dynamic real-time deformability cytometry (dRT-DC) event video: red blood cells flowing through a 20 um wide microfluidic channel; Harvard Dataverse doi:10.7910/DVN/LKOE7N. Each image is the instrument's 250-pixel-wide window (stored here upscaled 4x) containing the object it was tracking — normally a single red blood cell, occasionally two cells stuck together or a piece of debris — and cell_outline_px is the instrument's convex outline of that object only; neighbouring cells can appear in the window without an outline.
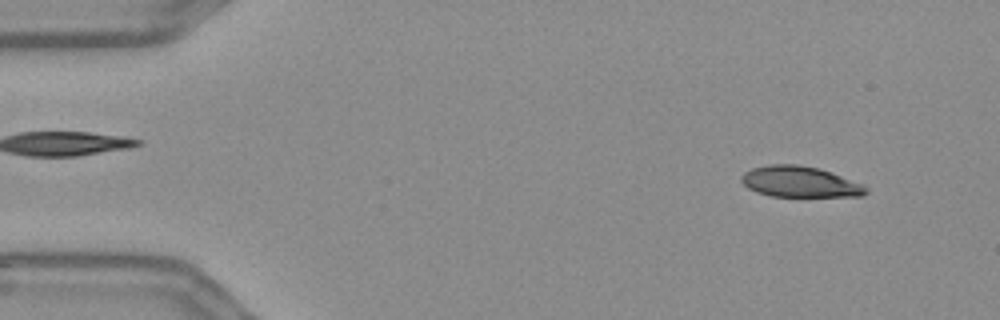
{"species": "Egyptian fruit bat (a non-hibernating species)", "species_latin": "Rousettus aegyptiacus", "temperature_condition": "warm", "stored_images_in_passage": 16, "camera_frame_rate_fps": 3000, "um_per_image_px": 0.085, "frame": {"image": 1, "passage_image": 4, "time_ms": 1.0, "image_size_px": [1000, 320], "cell_outline_px": [[868, 192], [860, 196], [772, 196], [756, 192], [748, 188], [740, 180], [740, 176], [744, 172], [752, 168], [768, 164], [796, 164], [820, 168], [832, 172], [864, 184], [868, 188]], "centroid_in_image_um": [67.99, 15.44], "position_along_channel_um": 17.0, "area_um2": 22.6}}
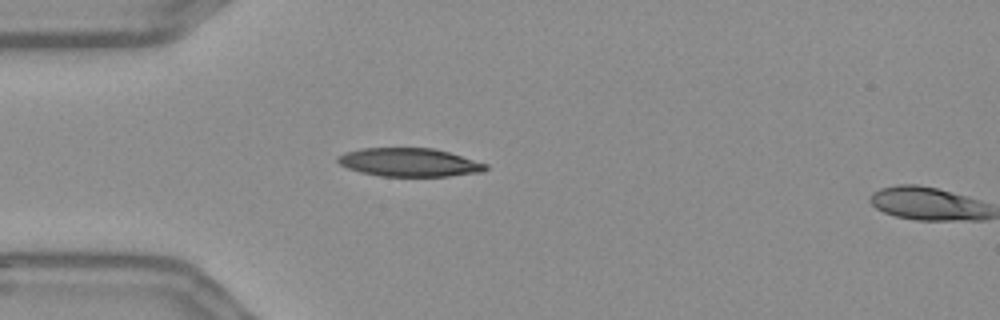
{"frame": {"image": 2, "passage_image": 14, "time_ms": 4.333, "image_size_px": [1000, 320], "cell_outline_px": [[488, 168], [484, 172], [448, 176], [380, 176], [360, 172], [348, 168], [340, 164], [336, 160], [336, 156], [344, 152], [360, 148], [432, 148], [448, 152], [488, 164]], "centroid_in_image_um": [34.77, 13.8], "position_along_channel_um": 50.2, "area_um2": 24.57}}